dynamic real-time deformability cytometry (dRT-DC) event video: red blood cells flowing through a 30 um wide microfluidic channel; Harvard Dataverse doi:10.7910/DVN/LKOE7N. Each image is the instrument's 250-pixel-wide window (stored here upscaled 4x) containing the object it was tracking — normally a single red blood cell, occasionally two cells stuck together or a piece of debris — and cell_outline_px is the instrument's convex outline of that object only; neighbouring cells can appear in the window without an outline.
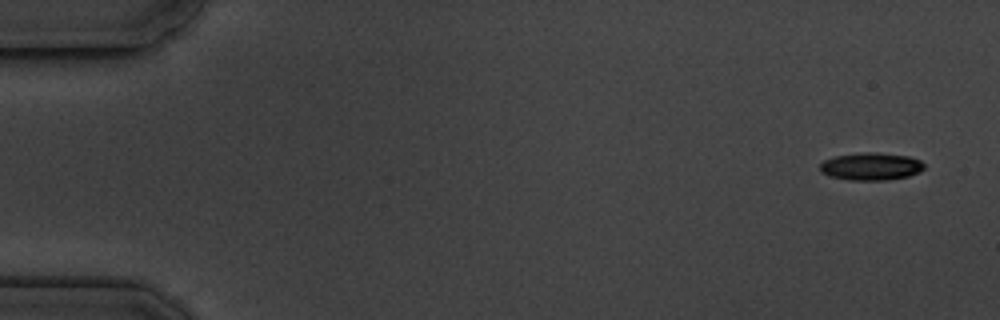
{"species": "common noctule bat (a hibernating species)", "species_latin": "Nyctalus noctula", "temperature_condition": "cold", "stored_images_in_passage": 5, "camera_frame_rate_fps": 3000, "um_per_image_px": 0.085, "animal": {"sex": "male", "body_mass_g": 19.5, "forearm_length_mm": 54.6}, "frame": {"image": 1, "passage_image": 1, "time_ms": 0.0, "image_size_px": [1000, 320], "cell_outline_px": [[924, 168], [920, 172], [908, 176], [888, 180], [848, 180], [828, 176], [820, 172], [820, 164], [824, 160], [836, 156], [860, 152], [876, 152], [908, 156], [920, 160], [924, 164]], "centroid_in_image_um": [74.02, 14.15], "position_along_channel_um": 11.0, "area_um2": 16.88}}
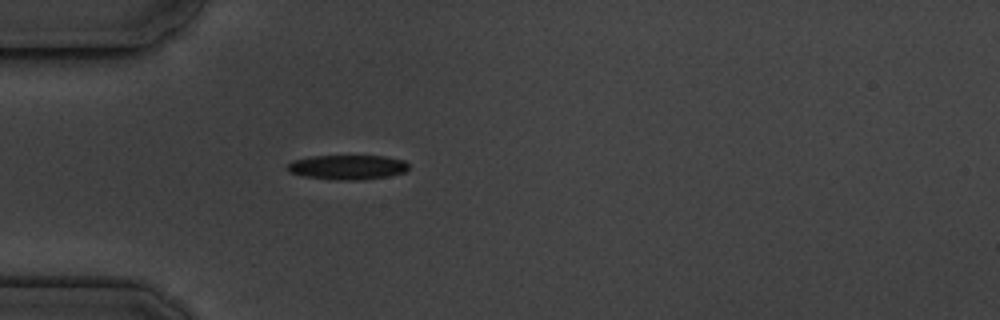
{"frame": {"image": 2, "passage_image": 5, "time_ms": 4.667, "image_size_px": [1000, 320], "cell_outline_px": [[408, 168], [404, 172], [388, 176], [360, 180], [336, 180], [304, 176], [288, 172], [284, 168], [292, 160], [312, 156], [384, 156], [404, 160], [408, 164]], "centroid_in_image_um": [29.49, 14.21], "position_along_channel_um": 55.5, "area_um2": 17.46}}